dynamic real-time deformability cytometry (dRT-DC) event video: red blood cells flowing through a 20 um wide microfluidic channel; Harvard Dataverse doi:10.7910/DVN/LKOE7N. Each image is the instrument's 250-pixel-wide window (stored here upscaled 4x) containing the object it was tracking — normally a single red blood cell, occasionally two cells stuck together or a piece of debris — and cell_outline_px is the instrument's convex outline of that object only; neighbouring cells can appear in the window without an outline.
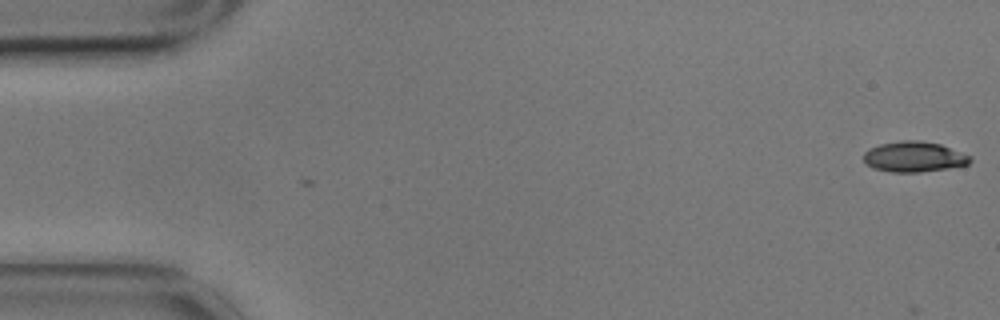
{"species": "common noctule bat (a hibernating species)", "species_latin": "Nyctalus noctula", "temperature_condition": "cold", "stored_images_in_passage": 17, "camera_frame_rate_fps": 3000, "um_per_image_px": 0.085, "animal": {"sex": "male", "body_mass_g": 17.9}, "frame": {"image": 1, "passage_image": 1, "time_ms": 0.0, "image_size_px": [1000, 320], "cell_outline_px": [[972, 160], [968, 164], [948, 168], [920, 172], [892, 172], [872, 168], [864, 160], [864, 152], [868, 148], [880, 144], [900, 140], [920, 140], [940, 144], [972, 156]], "centroid_in_image_um": [77.69, 13.32], "position_along_channel_um": 7.3, "area_um2": 18.96}}
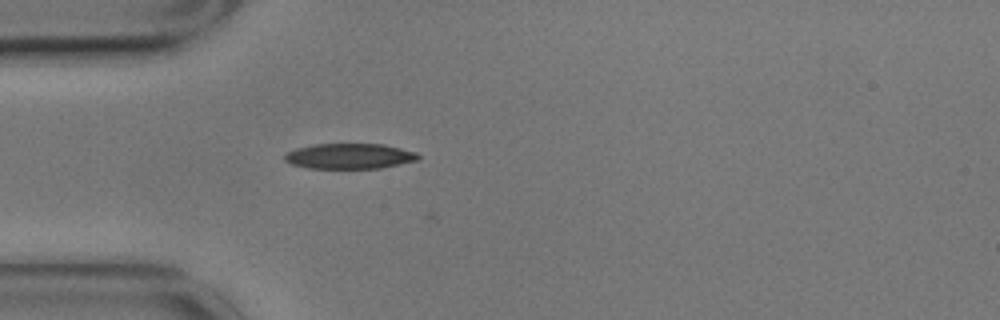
{"frame": {"image": 2, "passage_image": 16, "time_ms": 5.0, "image_size_px": [1000, 320], "cell_outline_px": [[420, 156], [416, 160], [380, 168], [308, 168], [292, 164], [284, 160], [284, 156], [288, 152], [296, 148], [316, 144], [384, 144], [416, 152]], "centroid_in_image_um": [29.69, 13.27], "position_along_channel_um": 55.3, "area_um2": 19.54}}